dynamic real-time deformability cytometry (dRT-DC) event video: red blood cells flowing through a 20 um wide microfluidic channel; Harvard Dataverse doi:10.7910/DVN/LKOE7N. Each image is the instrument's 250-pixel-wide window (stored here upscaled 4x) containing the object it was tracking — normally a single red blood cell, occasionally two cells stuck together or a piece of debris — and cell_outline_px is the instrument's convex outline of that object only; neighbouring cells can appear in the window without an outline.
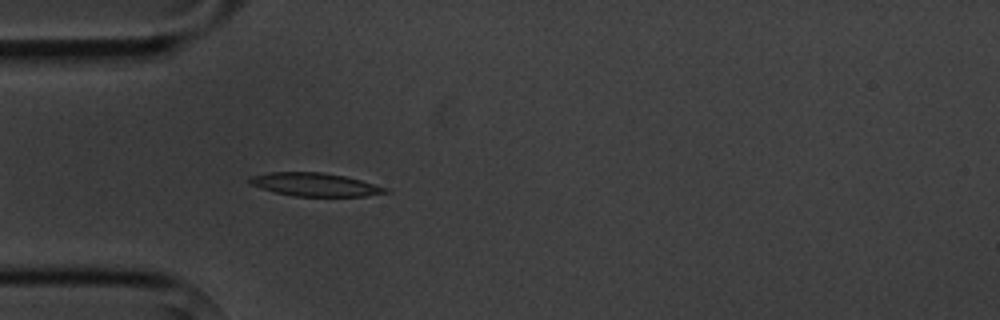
{"species": "common noctule bat (a hibernating species)", "species_latin": "Nyctalus noctula", "temperature_condition": "cold", "stored_images_in_passage": 4, "camera_frame_rate_fps": 3000, "um_per_image_px": 0.085, "animal": {"sex": "male", "body_mass_g": 20.1, "forearm_length_mm": 53.5}, "frame": {"image": 1, "passage_image": 4, "time_ms": 4.333, "image_size_px": [1000, 320], "cell_outline_px": [[392, 192], [368, 196], [292, 196], [260, 188], [248, 184], [248, 176], [268, 172], [320, 172], [344, 176], [360, 180], [388, 188]], "centroid_in_image_um": [26.74, 15.69], "position_along_channel_um": 58.3, "area_um2": 18.55}}